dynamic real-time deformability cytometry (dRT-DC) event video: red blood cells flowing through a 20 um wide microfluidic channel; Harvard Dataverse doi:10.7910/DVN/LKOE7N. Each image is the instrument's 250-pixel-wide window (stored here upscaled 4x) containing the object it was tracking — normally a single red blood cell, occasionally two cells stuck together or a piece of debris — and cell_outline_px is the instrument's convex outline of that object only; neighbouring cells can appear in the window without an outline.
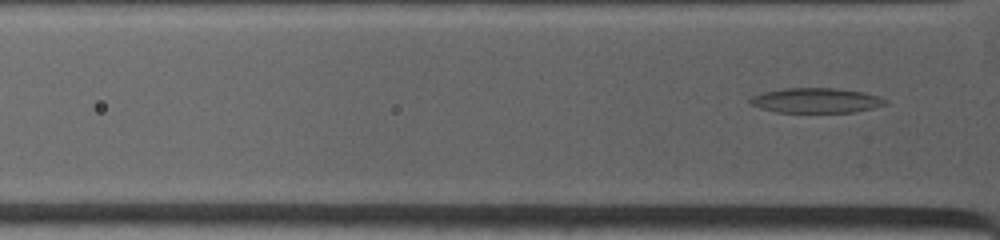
{"species": "common noctule bat (a hibernating species)", "species_latin": "Nyctalus noctula", "temperature_condition": "warm", "stored_images_in_passage": 3, "segment_of_instrument_passage": [2, 2], "camera_frame_rate_fps": 4500, "um_per_image_px": 0.085, "animal": {"sex": "female", "body_mass_g": 19.0, "forearm_length_mm": 53.3}, "frame": {"image": 1, "passage_image": 3, "time_ms": 1.333, "image_size_px": [1000, 240], "cell_outline_px": [[888, 104], [872, 108], [852, 112], [776, 112], [760, 108], [748, 104], [748, 100], [752, 96], [764, 92], [784, 88], [836, 88], [864, 92], [880, 96], [888, 100]], "centroid_in_image_um": [69.37, 8.53], "position_along_channel_um": 56.4, "area_um2": 19.77}}